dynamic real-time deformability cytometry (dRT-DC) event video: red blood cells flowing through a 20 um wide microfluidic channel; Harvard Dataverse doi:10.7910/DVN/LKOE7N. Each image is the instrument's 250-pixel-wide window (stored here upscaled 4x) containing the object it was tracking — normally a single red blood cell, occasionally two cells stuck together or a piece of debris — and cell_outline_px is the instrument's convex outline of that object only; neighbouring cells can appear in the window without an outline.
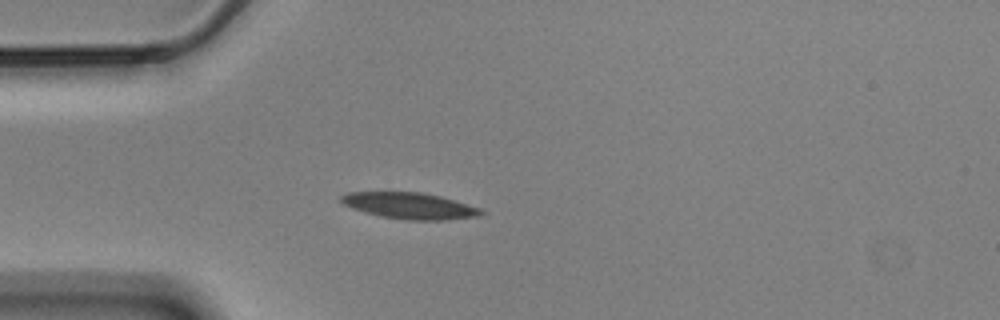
{"species": "Egyptian fruit bat (a non-hibernating species)", "species_latin": "Rousettus aegyptiacus", "temperature_condition": "cold", "stored_images_in_passage": 43, "camera_frame_rate_fps": 3000, "um_per_image_px": 0.085, "animal": {"sex": "male"}, "frame": {"image": 1, "passage_image": 1, "time_ms": 0.0, "image_size_px": [1000, 320], "cell_outline_px": [[484, 212], [480, 216], [444, 220], [408, 220], [380, 216], [352, 208], [344, 204], [340, 200], [340, 196], [348, 192], [420, 192], [440, 196], [468, 204], [480, 208]], "centroid_in_image_um": [34.83, 17.49], "position_along_channel_um": 50.2, "area_um2": 21.33}}
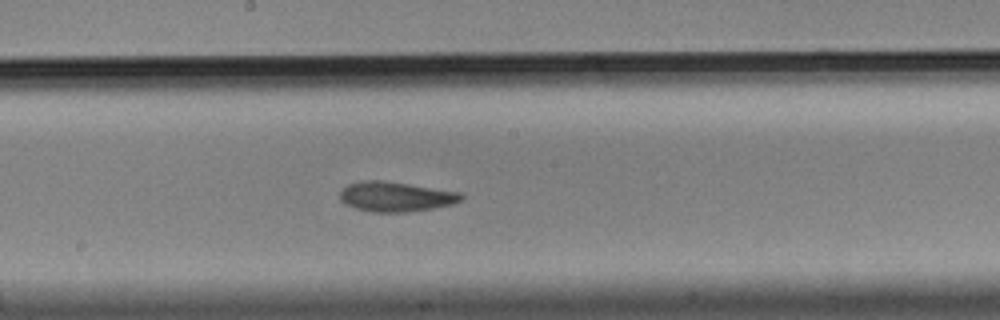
{"frame": {"image": 2, "passage_image": 16, "time_ms": 5.0, "image_size_px": [1000, 320], "cell_outline_px": [[464, 200], [452, 204], [432, 208], [408, 212], [372, 212], [356, 208], [344, 204], [340, 200], [340, 192], [348, 184], [364, 180], [380, 180], [408, 184], [460, 192], [464, 196]], "centroid_in_image_um": [33.64, 16.72], "position_along_channel_um": 214.6, "area_um2": 21.04}}
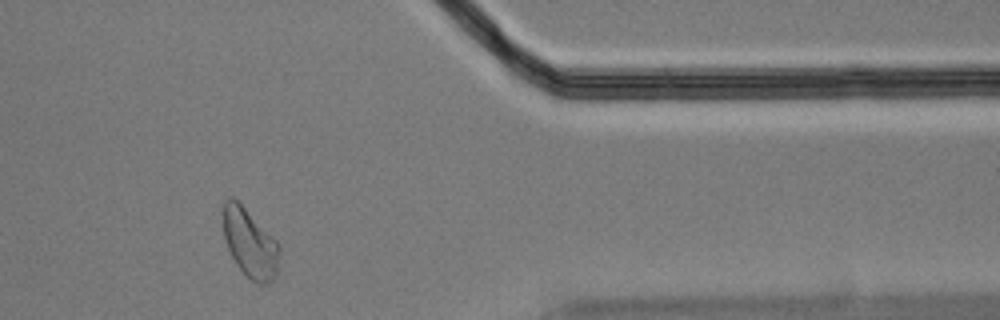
{"frame": {"image": 3, "passage_image": 33, "time_ms": 10.667, "image_size_px": [1000, 320], "cell_outline_px": [[280, 248], [276, 272], [272, 280], [264, 284], [260, 284], [252, 280], [236, 264], [228, 248], [224, 236], [224, 200], [228, 196], [232, 196], [280, 244]], "centroid_in_image_um": [21.24, 20.66], "position_along_channel_um": 390.2, "area_um2": 21.85}, "authors_computed_cell_mechanics": {"area_um2": 21.0392, "velocity_mm_per_s": 3.4791, "shape_relaxation_time_tau1_ms": 4.5015, "shape_relaxation_time_tau2_ms": 2.411, "deformation_change_tau1": 0.1359, "deformation_change_tau2": 0.0898}}